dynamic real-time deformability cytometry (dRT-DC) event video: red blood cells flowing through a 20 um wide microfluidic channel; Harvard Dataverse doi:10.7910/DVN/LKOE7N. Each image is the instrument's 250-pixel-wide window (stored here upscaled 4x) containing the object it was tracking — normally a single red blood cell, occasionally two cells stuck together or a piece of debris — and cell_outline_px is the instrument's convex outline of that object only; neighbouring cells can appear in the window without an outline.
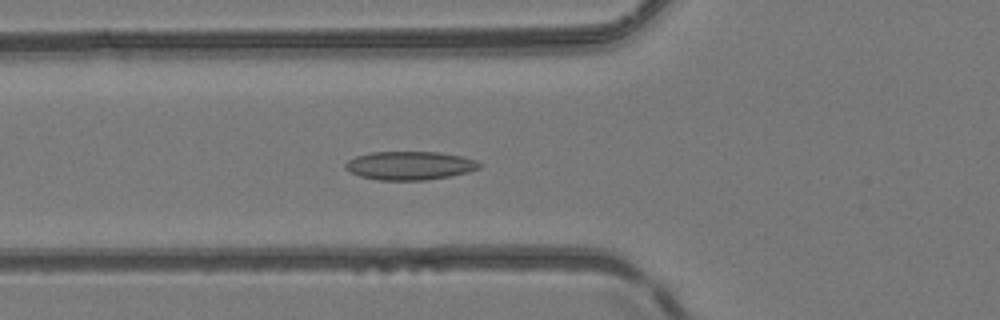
{"species": "common noctule bat (a hibernating species)", "species_latin": "Nyctalus noctula", "temperature_condition": "room temperature", "stored_images_in_passage": 43, "camera_frame_rate_fps": 3000, "um_per_image_px": 0.085, "animal": {"sex": "female", "body_mass_g": 24.6, "forearm_length_mm": 56.2}, "frame": {"image": 1, "passage_image": 18, "time_ms": 5.667, "image_size_px": [1000, 320], "cell_outline_px": [[480, 168], [468, 172], [448, 176], [424, 180], [380, 180], [360, 176], [348, 172], [344, 168], [344, 164], [348, 160], [356, 156], [372, 152], [436, 152], [464, 156], [476, 160], [480, 164]], "centroid_in_image_um": [34.8, 14.07], "position_along_channel_um": 91.0, "area_um2": 22.25}}
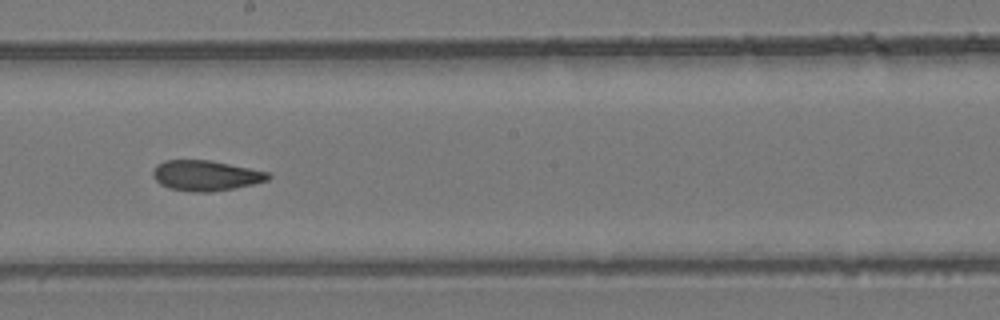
{"frame": {"image": 2, "passage_image": 28, "time_ms": 9.0, "image_size_px": [1000, 320], "cell_outline_px": [[272, 176], [268, 180], [252, 184], [212, 192], [192, 192], [168, 188], [160, 184], [152, 176], [152, 172], [156, 164], [164, 160], [208, 160], [268, 172]], "centroid_in_image_um": [17.44, 14.92], "position_along_channel_um": 230.8, "area_um2": 20.29}}
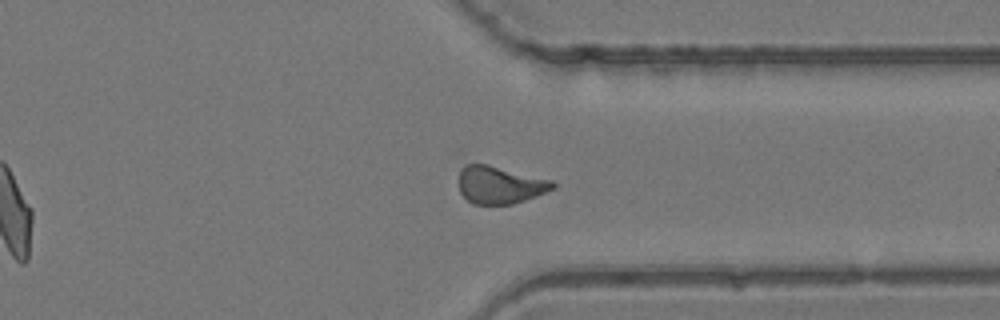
{"frame": {"image": 3, "passage_image": 38, "time_ms": 12.333, "image_size_px": [1000, 320], "cell_outline_px": [[556, 188], [524, 200], [512, 204], [472, 204], [460, 192], [460, 168], [464, 164], [488, 164], [552, 180], [556, 184]], "centroid_in_image_um": [42.49, 15.71], "position_along_channel_um": 368.9, "area_um2": 20.46}, "authors_computed_cell_mechanics": {"area_um2": 21.2704, "velocity_mm_per_s": 4.1803, "shape_relaxation_time_tau1_ms": 8.7027, "shape_relaxation_time_tau2_ms": 3.2151, "deformation_change_tau1": 0.1864, "deformation_change_tau2": 0.109}}